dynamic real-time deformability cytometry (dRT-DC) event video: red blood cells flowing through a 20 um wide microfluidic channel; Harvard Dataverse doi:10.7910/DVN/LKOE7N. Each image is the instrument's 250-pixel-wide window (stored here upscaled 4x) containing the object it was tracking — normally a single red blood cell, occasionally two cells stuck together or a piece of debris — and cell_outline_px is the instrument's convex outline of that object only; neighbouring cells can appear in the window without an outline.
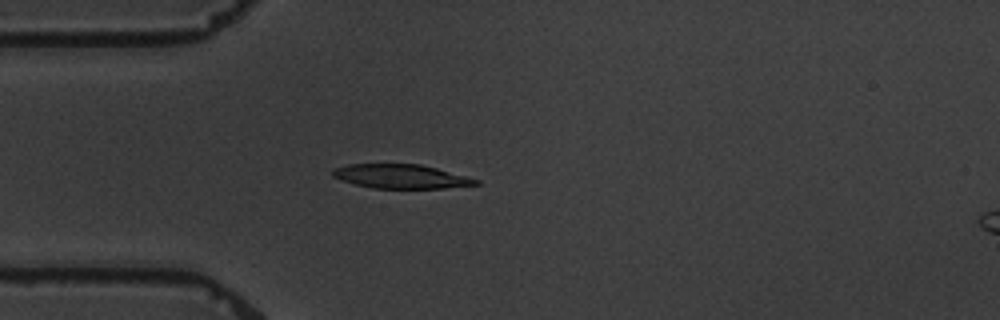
{"species": "common noctule bat (a hibernating species)", "species_latin": "Nyctalus noctula", "temperature_condition": "warm", "stored_images_in_passage": 5, "camera_frame_rate_fps": 3000, "um_per_image_px": 0.085, "animal": {"sex": "male", "body_mass_g": 19.5, "forearm_length_mm": 54.6}, "frame": {"image": 1, "passage_image": 4, "time_ms": 4.333, "image_size_px": [1000, 320], "cell_outline_px": [[480, 184], [444, 188], [372, 188], [356, 184], [332, 176], [332, 168], [348, 164], [420, 164], [436, 168], [480, 180]], "centroid_in_image_um": [34.07, 14.99], "position_along_channel_um": 50.9, "area_um2": 19.88}}